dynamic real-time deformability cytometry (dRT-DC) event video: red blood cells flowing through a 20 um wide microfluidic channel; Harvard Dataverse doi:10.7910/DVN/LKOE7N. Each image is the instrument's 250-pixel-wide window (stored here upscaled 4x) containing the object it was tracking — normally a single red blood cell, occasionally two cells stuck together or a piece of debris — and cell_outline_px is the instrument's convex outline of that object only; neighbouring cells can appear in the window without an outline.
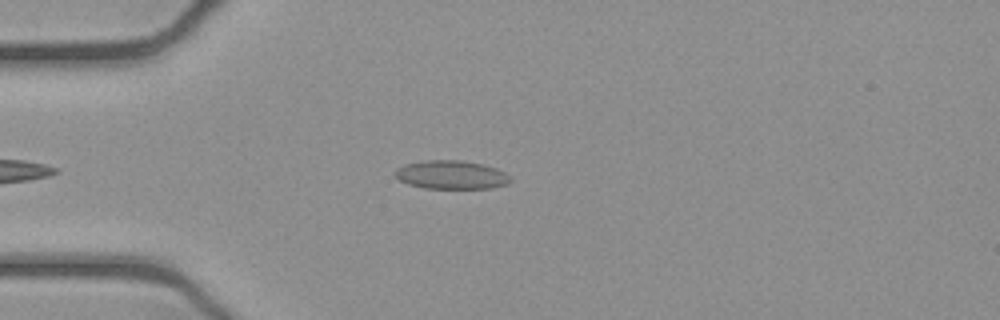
{"species": "common noctule bat (a hibernating species)", "species_latin": "Nyctalus noctula", "temperature_condition": "cold", "stored_images_in_passage": 43, "camera_frame_rate_fps": 3000, "um_per_image_px": 0.085, "animal": {"sex": "female", "body_mass_g": 21.9}, "frame": {"image": 1, "passage_image": 8, "time_ms": 2.333, "image_size_px": [1000, 320], "cell_outline_px": [[512, 180], [508, 184], [492, 188], [424, 188], [408, 184], [400, 180], [392, 172], [396, 168], [404, 164], [424, 160], [460, 160], [480, 164], [496, 168], [512, 176]], "centroid_in_image_um": [38.35, 14.86], "position_along_channel_um": 46.6, "area_um2": 19.31}}
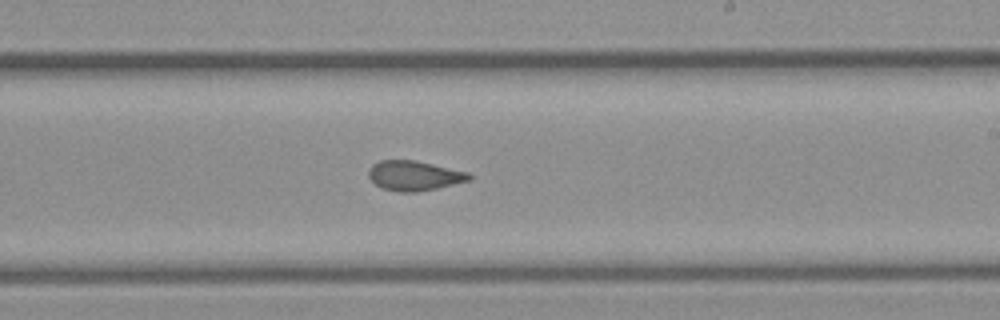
{"frame": {"image": 2, "passage_image": 25, "time_ms": 8.0, "image_size_px": [1000, 320], "cell_outline_px": [[472, 180], [436, 188], [416, 192], [400, 192], [384, 188], [376, 184], [368, 176], [368, 168], [372, 164], [380, 160], [416, 160], [468, 172], [472, 176]], "centroid_in_image_um": [35.21, 14.92], "position_along_channel_um": 253.8, "area_um2": 17.46}}
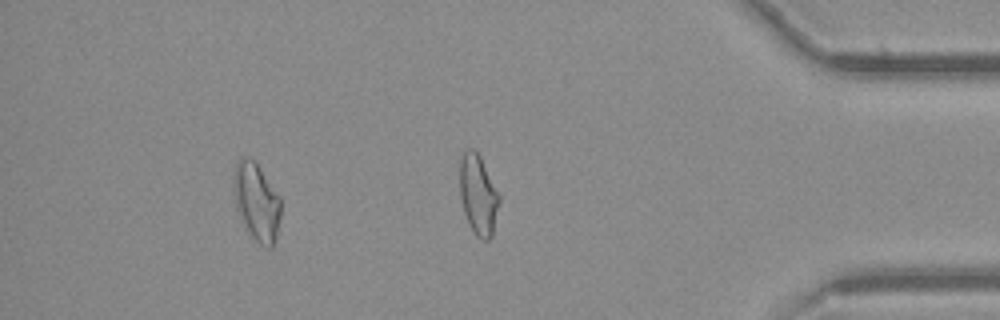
{"frame": {"image": 3, "passage_image": 38, "time_ms": 12.333, "image_size_px": [1000, 320], "cell_outline_px": [[280, 216], [276, 240], [272, 248], [268, 248], [260, 244], [248, 232], [240, 220], [236, 208], [232, 188], [232, 172], [236, 160], [244, 156], [252, 160], [256, 164], [280, 196]], "centroid_in_image_um": [21.76, 17.15], "position_along_channel_um": 413.4, "area_um2": 21.68}, "authors_computed_cell_mechanics": {"area_um2": 18.496, "velocity_mm_per_s": 3.9324, "shape_relaxation_time_tau1_ms": 8.5272, "shape_relaxation_time_tau2_ms": 1.3325, "deformation_change_tau1": 0.1778, "deformation_change_tau2": 0.078}}